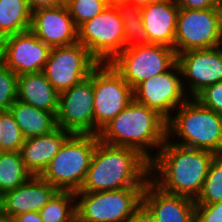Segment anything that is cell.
Here are the masks:
<instances>
[{"label": "cell", "instance_id": "cell-1", "mask_svg": "<svg viewBox=\"0 0 222 222\" xmlns=\"http://www.w3.org/2000/svg\"><path fill=\"white\" fill-rule=\"evenodd\" d=\"M215 156L213 152L180 146L167 138L150 161L149 179L165 192L196 200Z\"/></svg>", "mask_w": 222, "mask_h": 222}, {"label": "cell", "instance_id": "cell-2", "mask_svg": "<svg viewBox=\"0 0 222 222\" xmlns=\"http://www.w3.org/2000/svg\"><path fill=\"white\" fill-rule=\"evenodd\" d=\"M150 162L137 150L98 141L82 188L78 192L144 188Z\"/></svg>", "mask_w": 222, "mask_h": 222}, {"label": "cell", "instance_id": "cell-3", "mask_svg": "<svg viewBox=\"0 0 222 222\" xmlns=\"http://www.w3.org/2000/svg\"><path fill=\"white\" fill-rule=\"evenodd\" d=\"M98 137L110 145L135 149L150 162L151 150L157 149L158 153L167 139V121L133 100L100 130Z\"/></svg>", "mask_w": 222, "mask_h": 222}, {"label": "cell", "instance_id": "cell-4", "mask_svg": "<svg viewBox=\"0 0 222 222\" xmlns=\"http://www.w3.org/2000/svg\"><path fill=\"white\" fill-rule=\"evenodd\" d=\"M177 110L167 121V138L177 137L180 142H173L177 145L222 155V116L190 97Z\"/></svg>", "mask_w": 222, "mask_h": 222}, {"label": "cell", "instance_id": "cell-5", "mask_svg": "<svg viewBox=\"0 0 222 222\" xmlns=\"http://www.w3.org/2000/svg\"><path fill=\"white\" fill-rule=\"evenodd\" d=\"M98 141L97 135L71 134L40 177L58 191H80Z\"/></svg>", "mask_w": 222, "mask_h": 222}, {"label": "cell", "instance_id": "cell-6", "mask_svg": "<svg viewBox=\"0 0 222 222\" xmlns=\"http://www.w3.org/2000/svg\"><path fill=\"white\" fill-rule=\"evenodd\" d=\"M143 189L76 192V221L130 222L142 205Z\"/></svg>", "mask_w": 222, "mask_h": 222}, {"label": "cell", "instance_id": "cell-7", "mask_svg": "<svg viewBox=\"0 0 222 222\" xmlns=\"http://www.w3.org/2000/svg\"><path fill=\"white\" fill-rule=\"evenodd\" d=\"M222 46V8H180L174 50L177 54Z\"/></svg>", "mask_w": 222, "mask_h": 222}, {"label": "cell", "instance_id": "cell-8", "mask_svg": "<svg viewBox=\"0 0 222 222\" xmlns=\"http://www.w3.org/2000/svg\"><path fill=\"white\" fill-rule=\"evenodd\" d=\"M176 63L174 48L160 44L124 48L110 62L133 89L152 76L169 71Z\"/></svg>", "mask_w": 222, "mask_h": 222}, {"label": "cell", "instance_id": "cell-9", "mask_svg": "<svg viewBox=\"0 0 222 222\" xmlns=\"http://www.w3.org/2000/svg\"><path fill=\"white\" fill-rule=\"evenodd\" d=\"M77 30L78 42L99 63H110L125 48L124 24L116 7L106 6Z\"/></svg>", "mask_w": 222, "mask_h": 222}, {"label": "cell", "instance_id": "cell-10", "mask_svg": "<svg viewBox=\"0 0 222 222\" xmlns=\"http://www.w3.org/2000/svg\"><path fill=\"white\" fill-rule=\"evenodd\" d=\"M95 135L133 100V88L110 63L93 69Z\"/></svg>", "mask_w": 222, "mask_h": 222}, {"label": "cell", "instance_id": "cell-11", "mask_svg": "<svg viewBox=\"0 0 222 222\" xmlns=\"http://www.w3.org/2000/svg\"><path fill=\"white\" fill-rule=\"evenodd\" d=\"M98 64L89 51L77 42L51 48L43 73L61 93L88 78Z\"/></svg>", "mask_w": 222, "mask_h": 222}, {"label": "cell", "instance_id": "cell-12", "mask_svg": "<svg viewBox=\"0 0 222 222\" xmlns=\"http://www.w3.org/2000/svg\"><path fill=\"white\" fill-rule=\"evenodd\" d=\"M56 123L71 134L95 135L93 70L88 78L59 93Z\"/></svg>", "mask_w": 222, "mask_h": 222}, {"label": "cell", "instance_id": "cell-13", "mask_svg": "<svg viewBox=\"0 0 222 222\" xmlns=\"http://www.w3.org/2000/svg\"><path fill=\"white\" fill-rule=\"evenodd\" d=\"M134 100L157 112L168 121L173 110L189 98L184 90L178 63L169 71L143 81L133 89ZM172 113V114H170Z\"/></svg>", "mask_w": 222, "mask_h": 222}, {"label": "cell", "instance_id": "cell-14", "mask_svg": "<svg viewBox=\"0 0 222 222\" xmlns=\"http://www.w3.org/2000/svg\"><path fill=\"white\" fill-rule=\"evenodd\" d=\"M50 47L30 29L0 40V61L15 74L43 72Z\"/></svg>", "mask_w": 222, "mask_h": 222}, {"label": "cell", "instance_id": "cell-15", "mask_svg": "<svg viewBox=\"0 0 222 222\" xmlns=\"http://www.w3.org/2000/svg\"><path fill=\"white\" fill-rule=\"evenodd\" d=\"M177 63L182 82H185L184 90L190 93L187 94L188 97L191 95L190 97L195 98L206 87L222 81V46L179 53Z\"/></svg>", "mask_w": 222, "mask_h": 222}, {"label": "cell", "instance_id": "cell-16", "mask_svg": "<svg viewBox=\"0 0 222 222\" xmlns=\"http://www.w3.org/2000/svg\"><path fill=\"white\" fill-rule=\"evenodd\" d=\"M30 30L50 48L78 42V30L65 4L32 11Z\"/></svg>", "mask_w": 222, "mask_h": 222}, {"label": "cell", "instance_id": "cell-17", "mask_svg": "<svg viewBox=\"0 0 222 222\" xmlns=\"http://www.w3.org/2000/svg\"><path fill=\"white\" fill-rule=\"evenodd\" d=\"M57 192L53 185L40 176H31L22 185L0 197V214L14 218L30 211L39 212Z\"/></svg>", "mask_w": 222, "mask_h": 222}, {"label": "cell", "instance_id": "cell-18", "mask_svg": "<svg viewBox=\"0 0 222 222\" xmlns=\"http://www.w3.org/2000/svg\"><path fill=\"white\" fill-rule=\"evenodd\" d=\"M142 205L158 222H195V200L165 192L150 179L143 189Z\"/></svg>", "mask_w": 222, "mask_h": 222}, {"label": "cell", "instance_id": "cell-19", "mask_svg": "<svg viewBox=\"0 0 222 222\" xmlns=\"http://www.w3.org/2000/svg\"><path fill=\"white\" fill-rule=\"evenodd\" d=\"M179 9L175 0H154L141 8L142 23L150 44L174 48Z\"/></svg>", "mask_w": 222, "mask_h": 222}, {"label": "cell", "instance_id": "cell-20", "mask_svg": "<svg viewBox=\"0 0 222 222\" xmlns=\"http://www.w3.org/2000/svg\"><path fill=\"white\" fill-rule=\"evenodd\" d=\"M70 135L57 127L49 134L25 139L20 154L26 169L33 176H40Z\"/></svg>", "mask_w": 222, "mask_h": 222}, {"label": "cell", "instance_id": "cell-21", "mask_svg": "<svg viewBox=\"0 0 222 222\" xmlns=\"http://www.w3.org/2000/svg\"><path fill=\"white\" fill-rule=\"evenodd\" d=\"M17 100L57 114L59 92L43 72L18 75Z\"/></svg>", "mask_w": 222, "mask_h": 222}, {"label": "cell", "instance_id": "cell-22", "mask_svg": "<svg viewBox=\"0 0 222 222\" xmlns=\"http://www.w3.org/2000/svg\"><path fill=\"white\" fill-rule=\"evenodd\" d=\"M25 139L49 134L57 128L56 115L16 100L9 109Z\"/></svg>", "mask_w": 222, "mask_h": 222}, {"label": "cell", "instance_id": "cell-23", "mask_svg": "<svg viewBox=\"0 0 222 222\" xmlns=\"http://www.w3.org/2000/svg\"><path fill=\"white\" fill-rule=\"evenodd\" d=\"M32 11L27 0H0V40L29 30Z\"/></svg>", "mask_w": 222, "mask_h": 222}, {"label": "cell", "instance_id": "cell-24", "mask_svg": "<svg viewBox=\"0 0 222 222\" xmlns=\"http://www.w3.org/2000/svg\"><path fill=\"white\" fill-rule=\"evenodd\" d=\"M33 176L25 167L20 151L0 152V197Z\"/></svg>", "mask_w": 222, "mask_h": 222}, {"label": "cell", "instance_id": "cell-25", "mask_svg": "<svg viewBox=\"0 0 222 222\" xmlns=\"http://www.w3.org/2000/svg\"><path fill=\"white\" fill-rule=\"evenodd\" d=\"M116 8L124 24L125 48L149 45L142 23L141 8L128 2L118 5Z\"/></svg>", "mask_w": 222, "mask_h": 222}, {"label": "cell", "instance_id": "cell-26", "mask_svg": "<svg viewBox=\"0 0 222 222\" xmlns=\"http://www.w3.org/2000/svg\"><path fill=\"white\" fill-rule=\"evenodd\" d=\"M39 213L43 222H75V192L58 191Z\"/></svg>", "mask_w": 222, "mask_h": 222}, {"label": "cell", "instance_id": "cell-27", "mask_svg": "<svg viewBox=\"0 0 222 222\" xmlns=\"http://www.w3.org/2000/svg\"><path fill=\"white\" fill-rule=\"evenodd\" d=\"M222 201V155H216L211 161L207 176L196 205H209Z\"/></svg>", "mask_w": 222, "mask_h": 222}, {"label": "cell", "instance_id": "cell-28", "mask_svg": "<svg viewBox=\"0 0 222 222\" xmlns=\"http://www.w3.org/2000/svg\"><path fill=\"white\" fill-rule=\"evenodd\" d=\"M24 140L10 111L0 112V152L20 151Z\"/></svg>", "mask_w": 222, "mask_h": 222}, {"label": "cell", "instance_id": "cell-29", "mask_svg": "<svg viewBox=\"0 0 222 222\" xmlns=\"http://www.w3.org/2000/svg\"><path fill=\"white\" fill-rule=\"evenodd\" d=\"M65 5L77 29L106 7L105 0H65Z\"/></svg>", "mask_w": 222, "mask_h": 222}, {"label": "cell", "instance_id": "cell-30", "mask_svg": "<svg viewBox=\"0 0 222 222\" xmlns=\"http://www.w3.org/2000/svg\"><path fill=\"white\" fill-rule=\"evenodd\" d=\"M18 75L0 61V112L9 111L17 100Z\"/></svg>", "mask_w": 222, "mask_h": 222}, {"label": "cell", "instance_id": "cell-31", "mask_svg": "<svg viewBox=\"0 0 222 222\" xmlns=\"http://www.w3.org/2000/svg\"><path fill=\"white\" fill-rule=\"evenodd\" d=\"M195 99L205 108L213 110L222 116V81L206 87Z\"/></svg>", "mask_w": 222, "mask_h": 222}, {"label": "cell", "instance_id": "cell-32", "mask_svg": "<svg viewBox=\"0 0 222 222\" xmlns=\"http://www.w3.org/2000/svg\"><path fill=\"white\" fill-rule=\"evenodd\" d=\"M195 222H222V201L209 205H195Z\"/></svg>", "mask_w": 222, "mask_h": 222}, {"label": "cell", "instance_id": "cell-33", "mask_svg": "<svg viewBox=\"0 0 222 222\" xmlns=\"http://www.w3.org/2000/svg\"><path fill=\"white\" fill-rule=\"evenodd\" d=\"M179 8L209 9L222 8L218 0H175Z\"/></svg>", "mask_w": 222, "mask_h": 222}, {"label": "cell", "instance_id": "cell-34", "mask_svg": "<svg viewBox=\"0 0 222 222\" xmlns=\"http://www.w3.org/2000/svg\"><path fill=\"white\" fill-rule=\"evenodd\" d=\"M27 2L31 11L65 4V0H27Z\"/></svg>", "mask_w": 222, "mask_h": 222}, {"label": "cell", "instance_id": "cell-35", "mask_svg": "<svg viewBox=\"0 0 222 222\" xmlns=\"http://www.w3.org/2000/svg\"><path fill=\"white\" fill-rule=\"evenodd\" d=\"M130 222H158V221L143 205H141L136 210L134 217Z\"/></svg>", "mask_w": 222, "mask_h": 222}, {"label": "cell", "instance_id": "cell-36", "mask_svg": "<svg viewBox=\"0 0 222 222\" xmlns=\"http://www.w3.org/2000/svg\"><path fill=\"white\" fill-rule=\"evenodd\" d=\"M13 219L15 222H43L40 213L36 211L19 214Z\"/></svg>", "mask_w": 222, "mask_h": 222}, {"label": "cell", "instance_id": "cell-37", "mask_svg": "<svg viewBox=\"0 0 222 222\" xmlns=\"http://www.w3.org/2000/svg\"><path fill=\"white\" fill-rule=\"evenodd\" d=\"M154 0H127L128 3H132L134 6L137 7H144L147 6L149 3H152Z\"/></svg>", "mask_w": 222, "mask_h": 222}, {"label": "cell", "instance_id": "cell-38", "mask_svg": "<svg viewBox=\"0 0 222 222\" xmlns=\"http://www.w3.org/2000/svg\"><path fill=\"white\" fill-rule=\"evenodd\" d=\"M106 6L117 7L122 3H127V0H105Z\"/></svg>", "mask_w": 222, "mask_h": 222}, {"label": "cell", "instance_id": "cell-39", "mask_svg": "<svg viewBox=\"0 0 222 222\" xmlns=\"http://www.w3.org/2000/svg\"><path fill=\"white\" fill-rule=\"evenodd\" d=\"M0 222H15L13 218L4 217L0 214Z\"/></svg>", "mask_w": 222, "mask_h": 222}]
</instances>
